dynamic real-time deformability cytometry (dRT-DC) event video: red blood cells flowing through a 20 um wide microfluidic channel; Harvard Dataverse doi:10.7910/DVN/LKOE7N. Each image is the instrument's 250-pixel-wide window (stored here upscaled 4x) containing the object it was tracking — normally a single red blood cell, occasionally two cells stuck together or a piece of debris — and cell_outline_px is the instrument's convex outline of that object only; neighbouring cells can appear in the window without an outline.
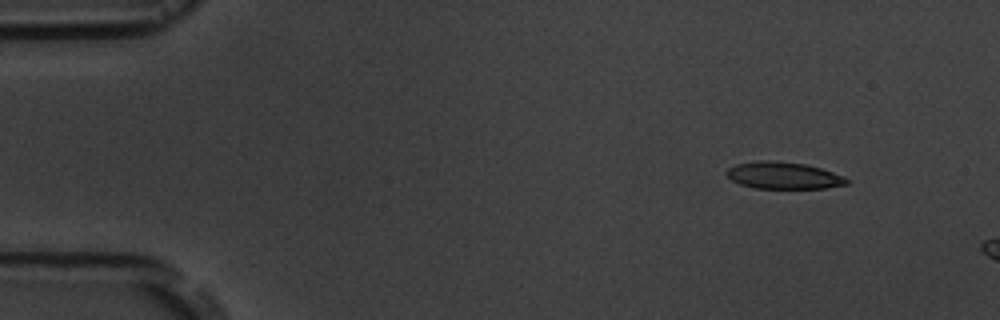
{"species": "common noctule bat (a hibernating species)", "species_latin": "Nyctalus noctula", "temperature_condition": "room temperature", "stored_images_in_passage": 4, "camera_frame_rate_fps": 3000, "um_per_image_px": 0.085, "animal": {"sex": "male", "body_mass_g": 19.5, "forearm_length_mm": 54.6}, "frame": {"image": 1, "passage_image": 2, "time_ms": 1.333, "image_size_px": [1000, 320], "cell_outline_px": [[848, 184], [824, 188], [756, 188], [740, 184], [732, 180], [724, 172], [728, 168], [736, 164], [756, 160], [772, 160], [808, 164], [844, 176], [848, 180]], "centroid_in_image_um": [66.57, 14.9], "position_along_channel_um": 18.4, "area_um2": 18.9}}